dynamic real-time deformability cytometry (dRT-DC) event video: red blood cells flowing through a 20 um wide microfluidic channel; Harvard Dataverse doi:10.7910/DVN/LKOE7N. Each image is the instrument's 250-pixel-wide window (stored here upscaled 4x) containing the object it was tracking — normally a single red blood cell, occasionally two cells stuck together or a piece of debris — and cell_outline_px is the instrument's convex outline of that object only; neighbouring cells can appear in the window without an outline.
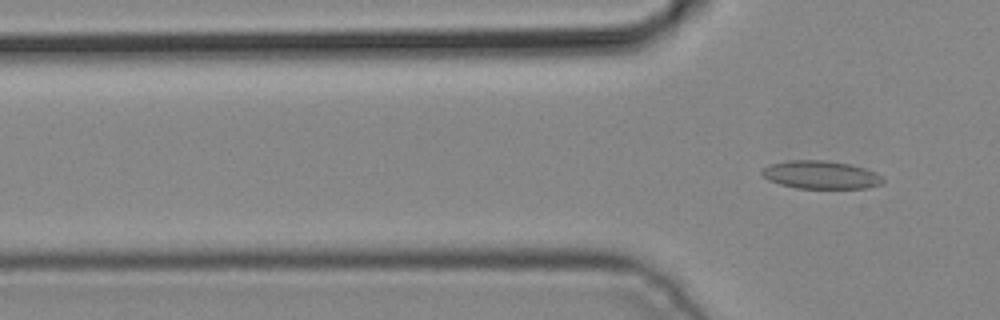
{"species": "common noctule bat (a hibernating species)", "species_latin": "Nyctalus noctula", "temperature_condition": "cold", "stored_images_in_passage": 3, "segment_of_instrument_passage": [2, 2], "camera_frame_rate_fps": 3000, "um_per_image_px": 0.085, "animal": {"sex": "male", "body_mass_g": 19.2, "forearm_length_mm": 51.8}, "frame": {"image": 1, "passage_image": 3, "time_ms": 0.667, "image_size_px": [1000, 320], "cell_outline_px": [[884, 184], [868, 188], [796, 188], [780, 184], [768, 180], [760, 172], [768, 164], [788, 160], [824, 160], [848, 164], [864, 168], [876, 172], [884, 176]], "centroid_in_image_um": [69.8, 14.86], "position_along_channel_um": 56.0, "area_um2": 19.94}}